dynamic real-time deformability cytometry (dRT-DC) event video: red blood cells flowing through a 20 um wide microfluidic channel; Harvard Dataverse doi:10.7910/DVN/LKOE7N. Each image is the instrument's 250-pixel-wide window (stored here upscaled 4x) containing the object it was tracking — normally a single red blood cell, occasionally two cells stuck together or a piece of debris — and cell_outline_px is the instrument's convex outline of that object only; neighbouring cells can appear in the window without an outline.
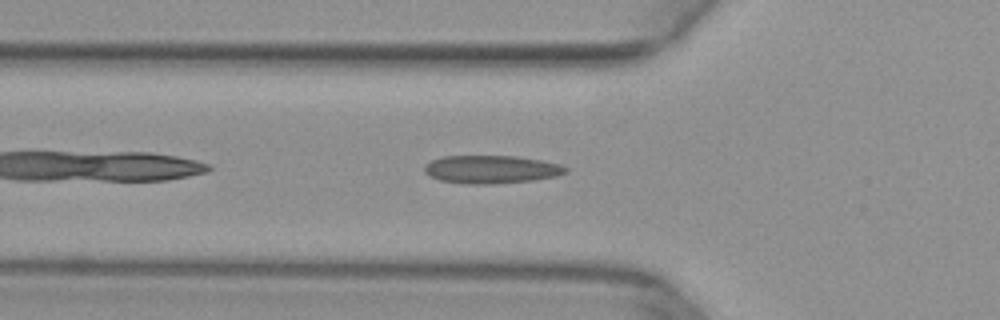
{"species": "common noctule bat (a hibernating species)", "species_latin": "Nyctalus noctula", "temperature_condition": "warm", "stored_images_in_passage": 31, "camera_frame_rate_fps": 3000, "um_per_image_px": 0.085, "animal": {"sex": "female", "body_mass_g": 29.2, "forearm_length_mm": 56.3}, "frame": {"image": 1, "passage_image": 4, "time_ms": 1.0, "image_size_px": [1000, 320], "cell_outline_px": [[568, 172], [556, 176], [532, 180], [492, 184], [464, 184], [440, 180], [424, 172], [424, 164], [432, 160], [444, 156], [516, 156], [540, 160], [560, 164], [568, 168]], "centroid_in_image_um": [41.75, 14.4], "position_along_channel_um": 84.0, "area_um2": 23.06}}
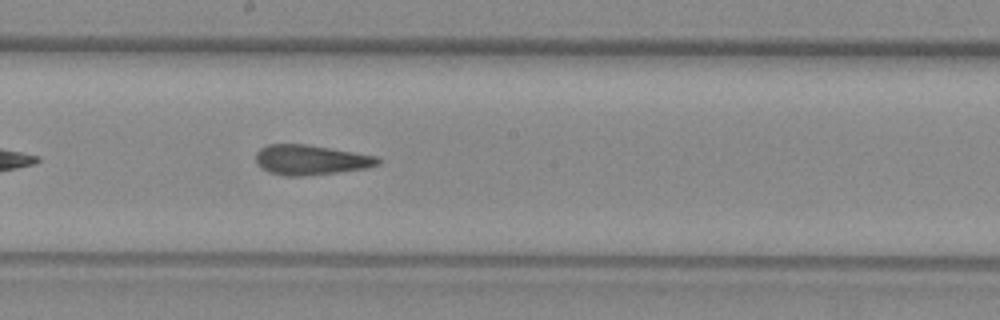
{"frame": {"image": 2, "passage_image": 14, "time_ms": 4.333, "image_size_px": [1000, 320], "cell_outline_px": [[380, 164], [364, 168], [336, 172], [304, 176], [284, 176], [268, 172], [260, 168], [256, 164], [256, 152], [260, 148], [268, 144], [308, 144], [376, 156], [380, 160]], "centroid_in_image_um": [26.34, 13.59], "position_along_channel_um": 221.9, "area_um2": 21.33}}
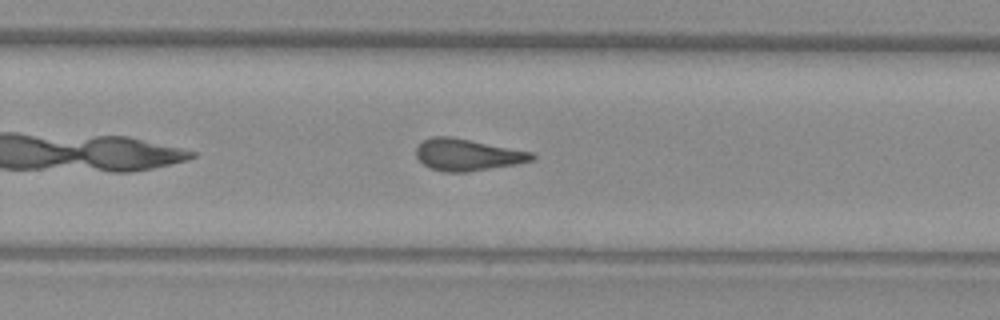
{"frame": {"image": 3, "passage_image": 19, "time_ms": 6.0, "image_size_px": [1000, 320], "cell_outline_px": [[536, 156], [532, 160], [516, 164], [468, 172], [444, 172], [428, 168], [416, 156], [416, 148], [424, 140], [432, 136], [448, 136], [532, 152]], "centroid_in_image_um": [39.7, 13.17], "position_along_channel_um": 290.1, "area_um2": 21.21}}